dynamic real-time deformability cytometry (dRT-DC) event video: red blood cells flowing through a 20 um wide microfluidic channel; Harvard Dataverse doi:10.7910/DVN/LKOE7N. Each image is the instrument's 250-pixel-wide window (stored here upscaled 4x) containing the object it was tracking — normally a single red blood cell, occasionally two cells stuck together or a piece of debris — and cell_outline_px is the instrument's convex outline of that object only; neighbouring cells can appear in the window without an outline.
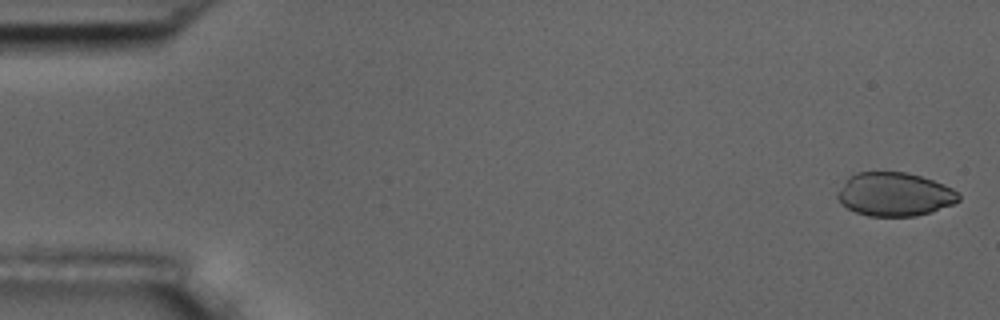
{"species": "common noctule bat (a hibernating species)", "species_latin": "Nyctalus noctula", "temperature_condition": "room temperature", "stored_images_in_passage": 55, "camera_frame_rate_fps": 3000, "um_per_image_px": 0.085, "animal": {"sex": "male", "body_mass_g": 17.5, "forearm_length_mm": 52.3}, "frame": {"image": 1, "passage_image": 2, "time_ms": 0.333, "image_size_px": [1000, 320], "cell_outline_px": [[960, 200], [952, 204], [932, 212], [916, 216], [868, 216], [856, 212], [848, 208], [836, 196], [844, 180], [848, 176], [856, 172], [904, 172], [920, 176], [944, 184], [960, 192]], "centroid_in_image_um": [76.05, 16.51], "position_along_channel_um": 8.9, "area_um2": 30.81}}